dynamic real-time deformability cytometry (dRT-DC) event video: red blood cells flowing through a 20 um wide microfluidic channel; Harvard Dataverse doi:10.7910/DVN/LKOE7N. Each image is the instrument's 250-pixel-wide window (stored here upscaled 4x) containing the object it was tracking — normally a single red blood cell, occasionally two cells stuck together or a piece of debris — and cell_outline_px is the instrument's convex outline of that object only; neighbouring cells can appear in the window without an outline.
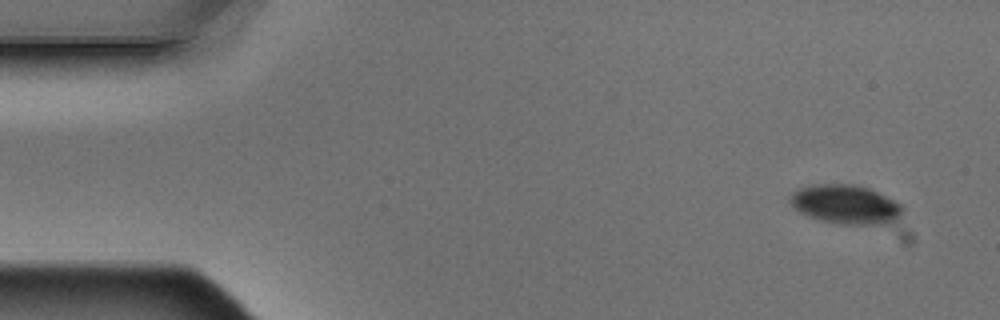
{"species": "Egyptian fruit bat (a non-hibernating species)", "species_latin": "Rousettus aegyptiacus", "temperature_condition": "warm", "stored_images_in_passage": 9, "camera_frame_rate_fps": 3000, "um_per_image_px": 0.085, "animal": {"sex": "male"}, "frame": {"image": 1, "passage_image": 1, "time_ms": 0.0, "image_size_px": [1000, 320], "cell_outline_px": [[904, 208], [900, 216], [892, 224], [840, 224], [820, 220], [808, 216], [792, 208], [788, 200], [788, 196], [796, 188], [812, 184], [856, 184], [868, 188], [904, 204]], "centroid_in_image_um": [71.86, 17.37], "position_along_channel_um": 13.1, "area_um2": 26.18}}
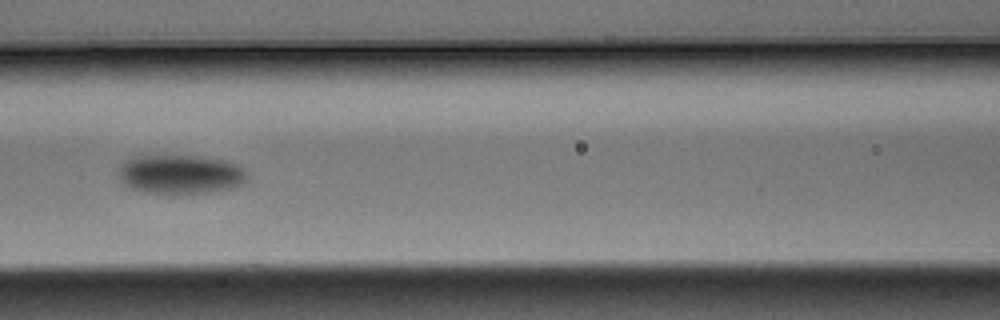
{"frame": {"image": 2, "passage_image": 7, "time_ms": 2.0, "image_size_px": [1000, 320], "cell_outline_px": [[248, 176], [244, 184], [232, 188], [208, 192], [176, 196], [172, 196], [144, 192], [132, 188], [124, 184], [120, 176], [120, 168], [128, 160], [136, 156], [200, 156], [228, 160], [240, 164], [248, 172]], "centroid_in_image_um": [15.44, 14.85], "position_along_channel_um": 151.2, "area_um2": 30.0}}
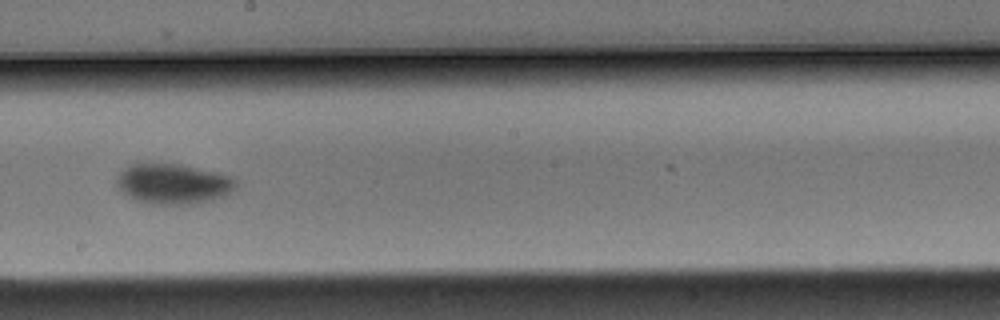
{"frame": {"image": 3, "passage_image": 9, "time_ms": 2.667, "image_size_px": [1000, 320], "cell_outline_px": [[240, 180], [236, 188], [228, 196], [212, 200], [192, 204], [152, 204], [128, 196], [116, 184], [116, 176], [128, 164], [136, 160], [180, 164], [220, 172], [232, 176]], "centroid_in_image_um": [14.76, 15.57], "position_along_channel_um": 233.4, "area_um2": 29.07}}